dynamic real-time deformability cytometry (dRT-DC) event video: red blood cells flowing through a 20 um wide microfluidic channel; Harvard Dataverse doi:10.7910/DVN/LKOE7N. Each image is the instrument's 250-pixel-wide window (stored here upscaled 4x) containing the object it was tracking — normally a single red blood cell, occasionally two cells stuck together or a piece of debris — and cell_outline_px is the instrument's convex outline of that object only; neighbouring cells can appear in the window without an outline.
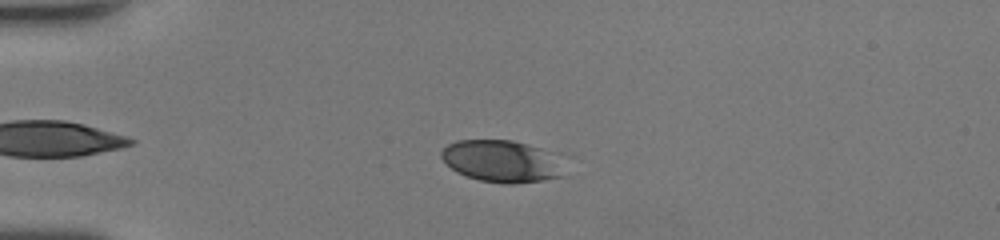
{"species": "human", "species_latin": "Homo sapiens", "temperature_condition": "room temperature", "stored_images_in_passage": 38, "camera_frame_rate_fps": 3000, "um_per_image_px": 0.085, "donor": {"sex": "female"}, "frame": {"image": 1, "passage_image": 7, "time_ms": 2.0, "image_size_px": [1000, 240], "cell_outline_px": [[564, 176], [516, 184], [508, 184], [480, 180], [456, 172], [440, 156], [440, 152], [448, 144], [456, 140], [512, 140], [528, 144], [540, 148], [548, 152]], "centroid_in_image_um": [42.53, 13.69], "position_along_channel_um": 42.5, "area_um2": 29.25}}
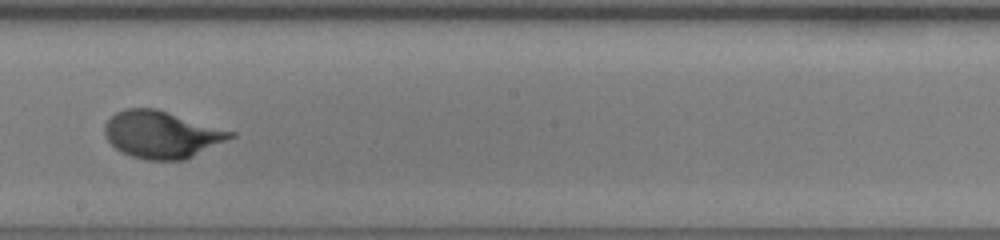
{"frame": {"image": 2, "passage_image": 23, "time_ms": 7.333, "image_size_px": [1000, 240], "cell_outline_px": [[236, 136], [184, 160], [144, 160], [120, 152], [104, 136], [104, 124], [116, 112], [124, 108], [156, 108], [236, 132]], "centroid_in_image_um": [13.73, 11.43], "position_along_channel_um": 234.5, "area_um2": 34.62}}
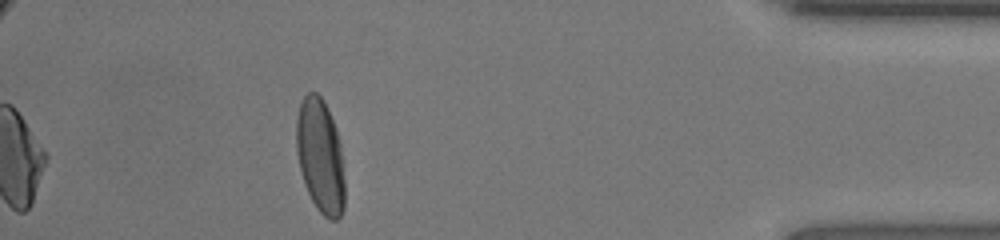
{"frame": {"image": 3, "passage_image": 38, "time_ms": 12.333, "image_size_px": [1000, 240], "cell_outline_px": [[344, 208], [340, 216], [336, 220], [328, 220], [316, 208], [304, 184], [296, 152], [296, 116], [300, 100], [308, 92], [316, 92], [324, 100], [336, 128], [340, 144], [344, 180]], "centroid_in_image_um": [27.21, 13.25], "position_along_channel_um": 408.0, "area_um2": 32.37}, "authors_computed_cell_mechanics": {"area_um2": 33.5818, "velocity_mm_per_s": 4.3612, "shape_relaxation_time_tau1_ms": 3.1611, "shape_relaxation_time_tau2_ms": null, "deformation_change_tau1": 0.1634, "deformation_change_tau2": null}}